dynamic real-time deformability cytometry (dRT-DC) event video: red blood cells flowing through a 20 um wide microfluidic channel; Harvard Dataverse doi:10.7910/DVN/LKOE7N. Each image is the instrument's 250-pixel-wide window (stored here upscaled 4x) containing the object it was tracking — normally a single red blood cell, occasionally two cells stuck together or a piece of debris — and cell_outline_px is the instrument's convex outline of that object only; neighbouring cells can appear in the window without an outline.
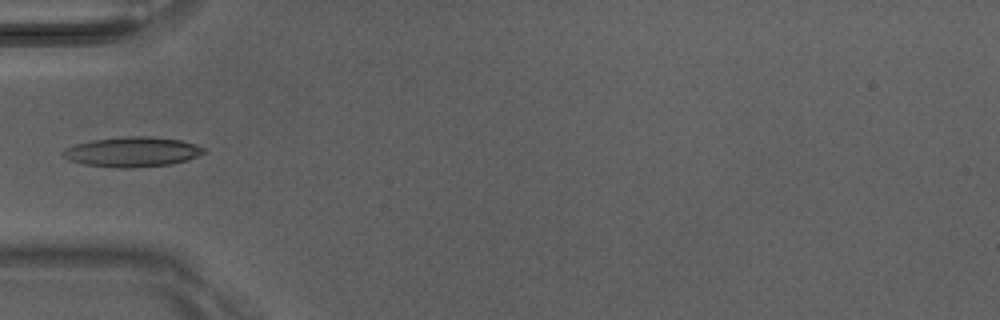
{"species": "Egyptian fruit bat (a non-hibernating species)", "species_latin": "Rousettus aegyptiacus", "temperature_condition": "room temperature", "stored_images_in_passage": 4, "camera_frame_rate_fps": 3000, "um_per_image_px": 0.085, "animal": {"sex": "male"}, "frame": {"image": 1, "passage_image": 4, "time_ms": 1.0, "image_size_px": [1000, 320], "cell_outline_px": [[204, 152], [188, 160], [172, 164], [132, 168], [120, 168], [84, 164], [68, 160], [60, 156], [60, 152], [64, 148], [76, 144], [92, 140], [128, 136], [148, 136], [180, 140], [196, 144], [204, 148]], "centroid_in_image_um": [11.2, 12.91], "position_along_channel_um": 73.8, "area_um2": 24.62}}